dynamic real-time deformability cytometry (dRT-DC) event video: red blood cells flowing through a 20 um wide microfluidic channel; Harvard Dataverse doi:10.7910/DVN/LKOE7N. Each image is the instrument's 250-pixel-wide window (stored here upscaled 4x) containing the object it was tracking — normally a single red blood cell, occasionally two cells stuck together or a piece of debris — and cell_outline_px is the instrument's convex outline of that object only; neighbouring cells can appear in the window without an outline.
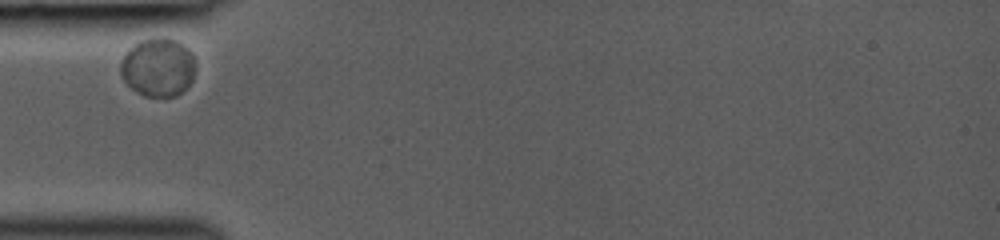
{"species": "common noctule bat (a hibernating species)", "species_latin": "Nyctalus noctula", "temperature_condition": "room temperature", "stored_images_in_passage": 15, "camera_frame_rate_fps": 3000, "um_per_image_px": 0.085, "animal": {"sex": "female", "body_mass_g": 19.0, "forearm_length_mm": 53.3}, "frame": {"image": 1, "passage_image": 1, "time_ms": 0.0, "image_size_px": [1000, 240], "cell_outline_px": [[196, 68], [192, 80], [176, 96], [144, 96], [136, 92], [120, 76], [120, 64], [124, 52], [128, 48], [140, 40], [152, 36], [164, 36], [176, 40], [188, 48], [192, 52]], "centroid_in_image_um": [13.41, 5.67], "position_along_channel_um": 71.6, "area_um2": 26.01}}
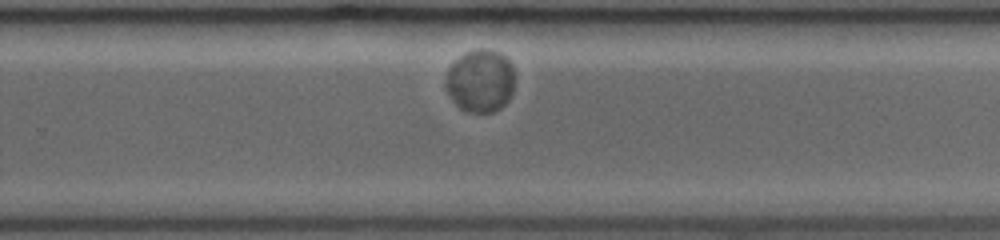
{"frame": {"image": 2, "passage_image": 9, "time_ms": 5.667, "image_size_px": [1000, 240], "cell_outline_px": [[512, 92], [508, 100], [500, 108], [492, 112], [468, 112], [460, 108], [452, 100], [444, 88], [444, 80], [448, 68], [464, 52], [476, 48], [488, 48], [500, 52], [512, 64]], "centroid_in_image_um": [40.78, 6.85], "position_along_channel_um": 289.0, "area_um2": 25.43}}
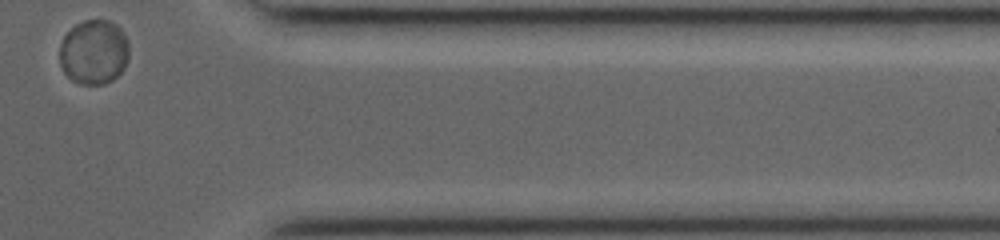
{"frame": {"image": 3, "passage_image": 15, "time_ms": 8.667, "image_size_px": [1000, 240], "cell_outline_px": [[128, 60], [124, 68], [112, 80], [104, 84], [80, 84], [72, 80], [64, 72], [60, 64], [60, 44], [64, 36], [76, 24], [84, 20], [108, 20], [116, 24], [120, 28], [128, 40]], "centroid_in_image_um": [7.98, 4.42], "position_along_channel_um": 403.4, "area_um2": 26.18}}